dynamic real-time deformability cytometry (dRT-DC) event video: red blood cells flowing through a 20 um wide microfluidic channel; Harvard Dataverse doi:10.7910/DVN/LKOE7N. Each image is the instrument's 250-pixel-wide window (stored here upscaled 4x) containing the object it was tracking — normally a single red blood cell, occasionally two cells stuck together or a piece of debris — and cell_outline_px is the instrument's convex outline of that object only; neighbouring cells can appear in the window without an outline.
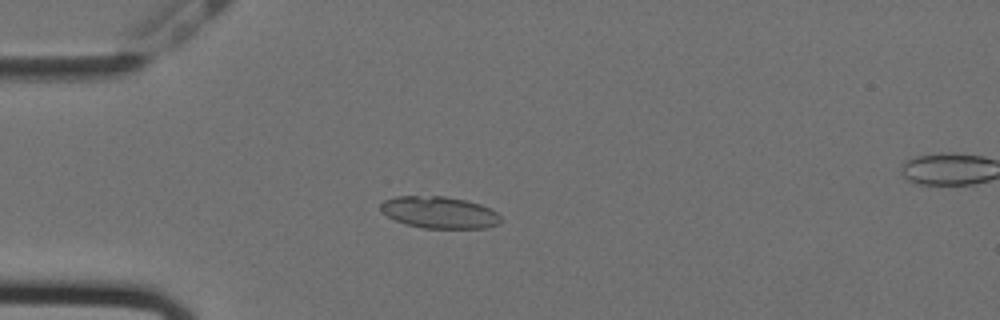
{"species": "Egyptian fruit bat (a non-hibernating species)", "species_latin": "Rousettus aegyptiacus", "temperature_condition": "cold", "stored_images_in_passage": 36, "camera_frame_rate_fps": 3000, "um_per_image_px": 0.085, "animal": {"sex": "female"}, "frame": {"image": 1, "passage_image": 14, "time_ms": 4.333, "image_size_px": [1000, 320], "cell_outline_px": [[500, 220], [496, 224], [488, 228], [424, 228], [408, 224], [396, 220], [380, 212], [380, 204], [384, 200], [396, 196], [444, 196], [464, 200], [480, 204], [492, 208], [500, 216]], "centroid_in_image_um": [37.33, 18.05], "position_along_channel_um": 47.7, "area_um2": 22.2}}
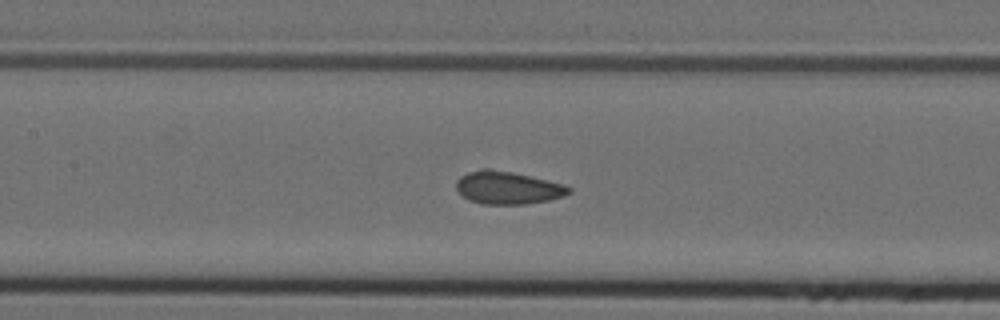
{"frame": {"image": 2, "passage_image": 25, "time_ms": 8.0, "image_size_px": [1000, 320], "cell_outline_px": [[572, 192], [564, 196], [548, 200], [524, 204], [480, 204], [468, 200], [456, 188], [456, 180], [460, 176], [468, 172], [480, 168], [488, 168], [512, 172], [564, 184], [572, 188]], "centroid_in_image_um": [43.14, 15.95], "position_along_channel_um": 164.3, "area_um2": 21.56}}
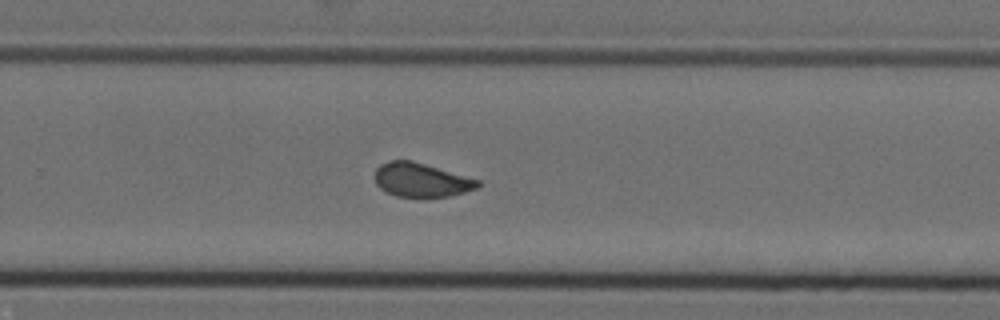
{"frame": {"image": 3, "passage_image": 36, "time_ms": 11.667, "image_size_px": [1000, 320], "cell_outline_px": [[480, 184], [476, 188], [464, 192], [448, 196], [428, 200], [420, 200], [396, 196], [380, 188], [376, 184], [372, 176], [376, 168], [380, 164], [388, 160], [408, 160], [424, 164], [480, 180]], "centroid_in_image_um": [35.74, 15.34], "position_along_channel_um": 294.1, "area_um2": 20.98}}